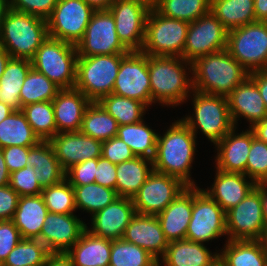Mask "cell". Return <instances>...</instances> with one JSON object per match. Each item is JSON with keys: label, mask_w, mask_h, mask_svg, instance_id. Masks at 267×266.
<instances>
[{"label": "cell", "mask_w": 267, "mask_h": 266, "mask_svg": "<svg viewBox=\"0 0 267 266\" xmlns=\"http://www.w3.org/2000/svg\"><path fill=\"white\" fill-rule=\"evenodd\" d=\"M196 139L181 119L172 122L164 134H158L152 160L154 171L177 177L187 186H198L191 177L197 151Z\"/></svg>", "instance_id": "1"}, {"label": "cell", "mask_w": 267, "mask_h": 266, "mask_svg": "<svg viewBox=\"0 0 267 266\" xmlns=\"http://www.w3.org/2000/svg\"><path fill=\"white\" fill-rule=\"evenodd\" d=\"M148 69L152 106L175 108L188 102L193 92L192 63L182 57L148 55Z\"/></svg>", "instance_id": "2"}, {"label": "cell", "mask_w": 267, "mask_h": 266, "mask_svg": "<svg viewBox=\"0 0 267 266\" xmlns=\"http://www.w3.org/2000/svg\"><path fill=\"white\" fill-rule=\"evenodd\" d=\"M193 90L227 97L249 72L227 49L197 58L192 63Z\"/></svg>", "instance_id": "3"}, {"label": "cell", "mask_w": 267, "mask_h": 266, "mask_svg": "<svg viewBox=\"0 0 267 266\" xmlns=\"http://www.w3.org/2000/svg\"><path fill=\"white\" fill-rule=\"evenodd\" d=\"M47 21L9 9L0 28V46L11 58L32 60L48 37Z\"/></svg>", "instance_id": "4"}, {"label": "cell", "mask_w": 267, "mask_h": 266, "mask_svg": "<svg viewBox=\"0 0 267 266\" xmlns=\"http://www.w3.org/2000/svg\"><path fill=\"white\" fill-rule=\"evenodd\" d=\"M193 97V98H192ZM192 100V113L186 114L181 120L196 136L202 132L206 139L215 146L233 128L234 124L229 113L227 97L204 94L193 90L187 98ZM200 129V130H199Z\"/></svg>", "instance_id": "5"}, {"label": "cell", "mask_w": 267, "mask_h": 266, "mask_svg": "<svg viewBox=\"0 0 267 266\" xmlns=\"http://www.w3.org/2000/svg\"><path fill=\"white\" fill-rule=\"evenodd\" d=\"M77 59L76 45L48 36L31 62L36 71L61 89H72L76 83Z\"/></svg>", "instance_id": "6"}, {"label": "cell", "mask_w": 267, "mask_h": 266, "mask_svg": "<svg viewBox=\"0 0 267 266\" xmlns=\"http://www.w3.org/2000/svg\"><path fill=\"white\" fill-rule=\"evenodd\" d=\"M127 54L78 56L75 89L91 102L113 92L121 60Z\"/></svg>", "instance_id": "7"}, {"label": "cell", "mask_w": 267, "mask_h": 266, "mask_svg": "<svg viewBox=\"0 0 267 266\" xmlns=\"http://www.w3.org/2000/svg\"><path fill=\"white\" fill-rule=\"evenodd\" d=\"M189 23L161 15L151 8L145 29L142 53L150 56L181 57Z\"/></svg>", "instance_id": "8"}, {"label": "cell", "mask_w": 267, "mask_h": 266, "mask_svg": "<svg viewBox=\"0 0 267 266\" xmlns=\"http://www.w3.org/2000/svg\"><path fill=\"white\" fill-rule=\"evenodd\" d=\"M227 50L249 73L267 70V22L256 21L228 31Z\"/></svg>", "instance_id": "9"}, {"label": "cell", "mask_w": 267, "mask_h": 266, "mask_svg": "<svg viewBox=\"0 0 267 266\" xmlns=\"http://www.w3.org/2000/svg\"><path fill=\"white\" fill-rule=\"evenodd\" d=\"M226 212L199 186H192V216L186 232V240L208 243L226 236Z\"/></svg>", "instance_id": "10"}, {"label": "cell", "mask_w": 267, "mask_h": 266, "mask_svg": "<svg viewBox=\"0 0 267 266\" xmlns=\"http://www.w3.org/2000/svg\"><path fill=\"white\" fill-rule=\"evenodd\" d=\"M227 240H263L267 228L261 202V184L226 212Z\"/></svg>", "instance_id": "11"}, {"label": "cell", "mask_w": 267, "mask_h": 266, "mask_svg": "<svg viewBox=\"0 0 267 266\" xmlns=\"http://www.w3.org/2000/svg\"><path fill=\"white\" fill-rule=\"evenodd\" d=\"M78 56L128 54L116 33L114 17L109 10H95L83 38L76 44Z\"/></svg>", "instance_id": "12"}, {"label": "cell", "mask_w": 267, "mask_h": 266, "mask_svg": "<svg viewBox=\"0 0 267 266\" xmlns=\"http://www.w3.org/2000/svg\"><path fill=\"white\" fill-rule=\"evenodd\" d=\"M95 10L83 0H58L46 20L49 37L76 45Z\"/></svg>", "instance_id": "13"}, {"label": "cell", "mask_w": 267, "mask_h": 266, "mask_svg": "<svg viewBox=\"0 0 267 266\" xmlns=\"http://www.w3.org/2000/svg\"><path fill=\"white\" fill-rule=\"evenodd\" d=\"M228 30L209 11L189 23L183 55L193 63L197 58L227 49Z\"/></svg>", "instance_id": "14"}, {"label": "cell", "mask_w": 267, "mask_h": 266, "mask_svg": "<svg viewBox=\"0 0 267 266\" xmlns=\"http://www.w3.org/2000/svg\"><path fill=\"white\" fill-rule=\"evenodd\" d=\"M112 94L135 99L152 106L148 55L130 51L120 63Z\"/></svg>", "instance_id": "15"}, {"label": "cell", "mask_w": 267, "mask_h": 266, "mask_svg": "<svg viewBox=\"0 0 267 266\" xmlns=\"http://www.w3.org/2000/svg\"><path fill=\"white\" fill-rule=\"evenodd\" d=\"M188 186L179 178L154 171L132 197L138 214L158 215Z\"/></svg>", "instance_id": "16"}, {"label": "cell", "mask_w": 267, "mask_h": 266, "mask_svg": "<svg viewBox=\"0 0 267 266\" xmlns=\"http://www.w3.org/2000/svg\"><path fill=\"white\" fill-rule=\"evenodd\" d=\"M150 9L138 0H115L108 9L114 17L118 38L129 51L142 50Z\"/></svg>", "instance_id": "17"}, {"label": "cell", "mask_w": 267, "mask_h": 266, "mask_svg": "<svg viewBox=\"0 0 267 266\" xmlns=\"http://www.w3.org/2000/svg\"><path fill=\"white\" fill-rule=\"evenodd\" d=\"M87 224L76 214L48 213L37 238L50 253H66L86 230Z\"/></svg>", "instance_id": "18"}, {"label": "cell", "mask_w": 267, "mask_h": 266, "mask_svg": "<svg viewBox=\"0 0 267 266\" xmlns=\"http://www.w3.org/2000/svg\"><path fill=\"white\" fill-rule=\"evenodd\" d=\"M135 214L132 198L119 197L92 215L91 228L86 226V230L100 238L120 239Z\"/></svg>", "instance_id": "19"}, {"label": "cell", "mask_w": 267, "mask_h": 266, "mask_svg": "<svg viewBox=\"0 0 267 266\" xmlns=\"http://www.w3.org/2000/svg\"><path fill=\"white\" fill-rule=\"evenodd\" d=\"M50 143L65 171L77 163L101 157L102 142L80 131L57 133Z\"/></svg>", "instance_id": "20"}, {"label": "cell", "mask_w": 267, "mask_h": 266, "mask_svg": "<svg viewBox=\"0 0 267 266\" xmlns=\"http://www.w3.org/2000/svg\"><path fill=\"white\" fill-rule=\"evenodd\" d=\"M254 137L250 128L238 133V128L234 127L215 145L217 154L214 156V167L224 172L246 175L248 154Z\"/></svg>", "instance_id": "21"}, {"label": "cell", "mask_w": 267, "mask_h": 266, "mask_svg": "<svg viewBox=\"0 0 267 266\" xmlns=\"http://www.w3.org/2000/svg\"><path fill=\"white\" fill-rule=\"evenodd\" d=\"M227 101L234 127H238L242 117L250 123L249 128L267 117L258 87L249 77L227 96Z\"/></svg>", "instance_id": "22"}, {"label": "cell", "mask_w": 267, "mask_h": 266, "mask_svg": "<svg viewBox=\"0 0 267 266\" xmlns=\"http://www.w3.org/2000/svg\"><path fill=\"white\" fill-rule=\"evenodd\" d=\"M213 184L202 188L227 212L241 202L257 184L243 173L224 172L216 168Z\"/></svg>", "instance_id": "23"}, {"label": "cell", "mask_w": 267, "mask_h": 266, "mask_svg": "<svg viewBox=\"0 0 267 266\" xmlns=\"http://www.w3.org/2000/svg\"><path fill=\"white\" fill-rule=\"evenodd\" d=\"M122 238L145 249L157 260L164 255L169 243L155 215L138 213L131 219Z\"/></svg>", "instance_id": "24"}, {"label": "cell", "mask_w": 267, "mask_h": 266, "mask_svg": "<svg viewBox=\"0 0 267 266\" xmlns=\"http://www.w3.org/2000/svg\"><path fill=\"white\" fill-rule=\"evenodd\" d=\"M91 101L75 88L61 89L52 100L57 133L79 132Z\"/></svg>", "instance_id": "25"}, {"label": "cell", "mask_w": 267, "mask_h": 266, "mask_svg": "<svg viewBox=\"0 0 267 266\" xmlns=\"http://www.w3.org/2000/svg\"><path fill=\"white\" fill-rule=\"evenodd\" d=\"M205 245L186 239L169 242L158 266H218L219 250L212 253Z\"/></svg>", "instance_id": "26"}, {"label": "cell", "mask_w": 267, "mask_h": 266, "mask_svg": "<svg viewBox=\"0 0 267 266\" xmlns=\"http://www.w3.org/2000/svg\"><path fill=\"white\" fill-rule=\"evenodd\" d=\"M192 216V186H188L161 213L156 215L168 242L185 240Z\"/></svg>", "instance_id": "27"}, {"label": "cell", "mask_w": 267, "mask_h": 266, "mask_svg": "<svg viewBox=\"0 0 267 266\" xmlns=\"http://www.w3.org/2000/svg\"><path fill=\"white\" fill-rule=\"evenodd\" d=\"M219 250L218 266H267L263 240H227Z\"/></svg>", "instance_id": "28"}, {"label": "cell", "mask_w": 267, "mask_h": 266, "mask_svg": "<svg viewBox=\"0 0 267 266\" xmlns=\"http://www.w3.org/2000/svg\"><path fill=\"white\" fill-rule=\"evenodd\" d=\"M27 165L33 167L42 188L58 184L66 178V171L56 157L50 141H40L29 149Z\"/></svg>", "instance_id": "29"}, {"label": "cell", "mask_w": 267, "mask_h": 266, "mask_svg": "<svg viewBox=\"0 0 267 266\" xmlns=\"http://www.w3.org/2000/svg\"><path fill=\"white\" fill-rule=\"evenodd\" d=\"M112 240L100 238L85 230L66 252L74 266H109Z\"/></svg>", "instance_id": "30"}, {"label": "cell", "mask_w": 267, "mask_h": 266, "mask_svg": "<svg viewBox=\"0 0 267 266\" xmlns=\"http://www.w3.org/2000/svg\"><path fill=\"white\" fill-rule=\"evenodd\" d=\"M48 213L41 194L21 196L12 221L22 238L37 239Z\"/></svg>", "instance_id": "31"}, {"label": "cell", "mask_w": 267, "mask_h": 266, "mask_svg": "<svg viewBox=\"0 0 267 266\" xmlns=\"http://www.w3.org/2000/svg\"><path fill=\"white\" fill-rule=\"evenodd\" d=\"M152 160L134 157L116 164V192L119 197L132 198L153 172Z\"/></svg>", "instance_id": "32"}, {"label": "cell", "mask_w": 267, "mask_h": 266, "mask_svg": "<svg viewBox=\"0 0 267 266\" xmlns=\"http://www.w3.org/2000/svg\"><path fill=\"white\" fill-rule=\"evenodd\" d=\"M31 68V60L10 58L0 78V102L14 111L22 110L20 91Z\"/></svg>", "instance_id": "33"}, {"label": "cell", "mask_w": 267, "mask_h": 266, "mask_svg": "<svg viewBox=\"0 0 267 266\" xmlns=\"http://www.w3.org/2000/svg\"><path fill=\"white\" fill-rule=\"evenodd\" d=\"M210 11L228 31L256 22L254 0H211Z\"/></svg>", "instance_id": "34"}, {"label": "cell", "mask_w": 267, "mask_h": 266, "mask_svg": "<svg viewBox=\"0 0 267 266\" xmlns=\"http://www.w3.org/2000/svg\"><path fill=\"white\" fill-rule=\"evenodd\" d=\"M144 119L135 124L118 126L117 137L123 140L136 157L153 160L158 134Z\"/></svg>", "instance_id": "35"}, {"label": "cell", "mask_w": 267, "mask_h": 266, "mask_svg": "<svg viewBox=\"0 0 267 266\" xmlns=\"http://www.w3.org/2000/svg\"><path fill=\"white\" fill-rule=\"evenodd\" d=\"M40 141L22 110L13 111L0 122V149L8 146L33 147Z\"/></svg>", "instance_id": "36"}, {"label": "cell", "mask_w": 267, "mask_h": 266, "mask_svg": "<svg viewBox=\"0 0 267 266\" xmlns=\"http://www.w3.org/2000/svg\"><path fill=\"white\" fill-rule=\"evenodd\" d=\"M117 121L99 102H91L86 108L80 132L101 142L117 136Z\"/></svg>", "instance_id": "37"}, {"label": "cell", "mask_w": 267, "mask_h": 266, "mask_svg": "<svg viewBox=\"0 0 267 266\" xmlns=\"http://www.w3.org/2000/svg\"><path fill=\"white\" fill-rule=\"evenodd\" d=\"M98 102L117 121L118 126L142 121L149 109L138 100L112 93L103 96Z\"/></svg>", "instance_id": "38"}, {"label": "cell", "mask_w": 267, "mask_h": 266, "mask_svg": "<svg viewBox=\"0 0 267 266\" xmlns=\"http://www.w3.org/2000/svg\"><path fill=\"white\" fill-rule=\"evenodd\" d=\"M75 193V204L77 210H83L94 215L107 205L119 198L116 190L91 183L83 186H72Z\"/></svg>", "instance_id": "39"}, {"label": "cell", "mask_w": 267, "mask_h": 266, "mask_svg": "<svg viewBox=\"0 0 267 266\" xmlns=\"http://www.w3.org/2000/svg\"><path fill=\"white\" fill-rule=\"evenodd\" d=\"M60 90L58 85L32 67L20 91L21 107L31 103L52 101Z\"/></svg>", "instance_id": "40"}, {"label": "cell", "mask_w": 267, "mask_h": 266, "mask_svg": "<svg viewBox=\"0 0 267 266\" xmlns=\"http://www.w3.org/2000/svg\"><path fill=\"white\" fill-rule=\"evenodd\" d=\"M22 111L41 141H50L57 134L52 101L31 103L22 107Z\"/></svg>", "instance_id": "41"}, {"label": "cell", "mask_w": 267, "mask_h": 266, "mask_svg": "<svg viewBox=\"0 0 267 266\" xmlns=\"http://www.w3.org/2000/svg\"><path fill=\"white\" fill-rule=\"evenodd\" d=\"M211 0H157L154 7L161 15L194 22L210 11Z\"/></svg>", "instance_id": "42"}, {"label": "cell", "mask_w": 267, "mask_h": 266, "mask_svg": "<svg viewBox=\"0 0 267 266\" xmlns=\"http://www.w3.org/2000/svg\"><path fill=\"white\" fill-rule=\"evenodd\" d=\"M109 266H158L148 251L123 238L112 240Z\"/></svg>", "instance_id": "43"}, {"label": "cell", "mask_w": 267, "mask_h": 266, "mask_svg": "<svg viewBox=\"0 0 267 266\" xmlns=\"http://www.w3.org/2000/svg\"><path fill=\"white\" fill-rule=\"evenodd\" d=\"M49 254L38 239L23 238L1 266H44Z\"/></svg>", "instance_id": "44"}, {"label": "cell", "mask_w": 267, "mask_h": 266, "mask_svg": "<svg viewBox=\"0 0 267 266\" xmlns=\"http://www.w3.org/2000/svg\"><path fill=\"white\" fill-rule=\"evenodd\" d=\"M41 195L50 213L74 214L77 211L74 188L66 178L58 184L43 188Z\"/></svg>", "instance_id": "45"}, {"label": "cell", "mask_w": 267, "mask_h": 266, "mask_svg": "<svg viewBox=\"0 0 267 266\" xmlns=\"http://www.w3.org/2000/svg\"><path fill=\"white\" fill-rule=\"evenodd\" d=\"M246 176L256 184L267 183V144L256 137L248 154Z\"/></svg>", "instance_id": "46"}, {"label": "cell", "mask_w": 267, "mask_h": 266, "mask_svg": "<svg viewBox=\"0 0 267 266\" xmlns=\"http://www.w3.org/2000/svg\"><path fill=\"white\" fill-rule=\"evenodd\" d=\"M9 186L21 196H36L42 193L33 167L27 165L26 167L10 173Z\"/></svg>", "instance_id": "47"}, {"label": "cell", "mask_w": 267, "mask_h": 266, "mask_svg": "<svg viewBox=\"0 0 267 266\" xmlns=\"http://www.w3.org/2000/svg\"><path fill=\"white\" fill-rule=\"evenodd\" d=\"M58 0H9L10 8L47 20Z\"/></svg>", "instance_id": "48"}, {"label": "cell", "mask_w": 267, "mask_h": 266, "mask_svg": "<svg viewBox=\"0 0 267 266\" xmlns=\"http://www.w3.org/2000/svg\"><path fill=\"white\" fill-rule=\"evenodd\" d=\"M97 158L73 165L66 171V179L72 186H83L95 183Z\"/></svg>", "instance_id": "49"}, {"label": "cell", "mask_w": 267, "mask_h": 266, "mask_svg": "<svg viewBox=\"0 0 267 266\" xmlns=\"http://www.w3.org/2000/svg\"><path fill=\"white\" fill-rule=\"evenodd\" d=\"M22 239L20 231L12 220L0 221V266Z\"/></svg>", "instance_id": "50"}, {"label": "cell", "mask_w": 267, "mask_h": 266, "mask_svg": "<svg viewBox=\"0 0 267 266\" xmlns=\"http://www.w3.org/2000/svg\"><path fill=\"white\" fill-rule=\"evenodd\" d=\"M101 156L114 164H119L135 157L130 147L117 136L102 142Z\"/></svg>", "instance_id": "51"}, {"label": "cell", "mask_w": 267, "mask_h": 266, "mask_svg": "<svg viewBox=\"0 0 267 266\" xmlns=\"http://www.w3.org/2000/svg\"><path fill=\"white\" fill-rule=\"evenodd\" d=\"M31 147L8 146L2 148L5 163L9 173L18 171L27 166V157Z\"/></svg>", "instance_id": "52"}, {"label": "cell", "mask_w": 267, "mask_h": 266, "mask_svg": "<svg viewBox=\"0 0 267 266\" xmlns=\"http://www.w3.org/2000/svg\"><path fill=\"white\" fill-rule=\"evenodd\" d=\"M95 183L116 190V164L104 157L97 158Z\"/></svg>", "instance_id": "53"}, {"label": "cell", "mask_w": 267, "mask_h": 266, "mask_svg": "<svg viewBox=\"0 0 267 266\" xmlns=\"http://www.w3.org/2000/svg\"><path fill=\"white\" fill-rule=\"evenodd\" d=\"M19 198L9 185L0 187V221L13 219Z\"/></svg>", "instance_id": "54"}, {"label": "cell", "mask_w": 267, "mask_h": 266, "mask_svg": "<svg viewBox=\"0 0 267 266\" xmlns=\"http://www.w3.org/2000/svg\"><path fill=\"white\" fill-rule=\"evenodd\" d=\"M248 77L257 85L267 113V70L250 72Z\"/></svg>", "instance_id": "55"}, {"label": "cell", "mask_w": 267, "mask_h": 266, "mask_svg": "<svg viewBox=\"0 0 267 266\" xmlns=\"http://www.w3.org/2000/svg\"><path fill=\"white\" fill-rule=\"evenodd\" d=\"M44 266H74L66 253H50Z\"/></svg>", "instance_id": "56"}, {"label": "cell", "mask_w": 267, "mask_h": 266, "mask_svg": "<svg viewBox=\"0 0 267 266\" xmlns=\"http://www.w3.org/2000/svg\"><path fill=\"white\" fill-rule=\"evenodd\" d=\"M254 136L267 144V117L250 128Z\"/></svg>", "instance_id": "57"}, {"label": "cell", "mask_w": 267, "mask_h": 266, "mask_svg": "<svg viewBox=\"0 0 267 266\" xmlns=\"http://www.w3.org/2000/svg\"><path fill=\"white\" fill-rule=\"evenodd\" d=\"M256 21L267 22V0H254Z\"/></svg>", "instance_id": "58"}, {"label": "cell", "mask_w": 267, "mask_h": 266, "mask_svg": "<svg viewBox=\"0 0 267 266\" xmlns=\"http://www.w3.org/2000/svg\"><path fill=\"white\" fill-rule=\"evenodd\" d=\"M10 173L7 169L2 149H0V187L9 185Z\"/></svg>", "instance_id": "59"}, {"label": "cell", "mask_w": 267, "mask_h": 266, "mask_svg": "<svg viewBox=\"0 0 267 266\" xmlns=\"http://www.w3.org/2000/svg\"><path fill=\"white\" fill-rule=\"evenodd\" d=\"M94 10H108L115 0H83Z\"/></svg>", "instance_id": "60"}, {"label": "cell", "mask_w": 267, "mask_h": 266, "mask_svg": "<svg viewBox=\"0 0 267 266\" xmlns=\"http://www.w3.org/2000/svg\"><path fill=\"white\" fill-rule=\"evenodd\" d=\"M11 56L8 51L0 46V78L2 77L6 64L8 63Z\"/></svg>", "instance_id": "61"}, {"label": "cell", "mask_w": 267, "mask_h": 266, "mask_svg": "<svg viewBox=\"0 0 267 266\" xmlns=\"http://www.w3.org/2000/svg\"><path fill=\"white\" fill-rule=\"evenodd\" d=\"M261 202H262L264 219L267 223V183L261 184Z\"/></svg>", "instance_id": "62"}, {"label": "cell", "mask_w": 267, "mask_h": 266, "mask_svg": "<svg viewBox=\"0 0 267 266\" xmlns=\"http://www.w3.org/2000/svg\"><path fill=\"white\" fill-rule=\"evenodd\" d=\"M9 9H10L9 0H0V28Z\"/></svg>", "instance_id": "63"}, {"label": "cell", "mask_w": 267, "mask_h": 266, "mask_svg": "<svg viewBox=\"0 0 267 266\" xmlns=\"http://www.w3.org/2000/svg\"><path fill=\"white\" fill-rule=\"evenodd\" d=\"M14 110L0 102V122L7 118Z\"/></svg>", "instance_id": "64"}, {"label": "cell", "mask_w": 267, "mask_h": 266, "mask_svg": "<svg viewBox=\"0 0 267 266\" xmlns=\"http://www.w3.org/2000/svg\"><path fill=\"white\" fill-rule=\"evenodd\" d=\"M147 4L149 7L154 8L156 6L157 0H138Z\"/></svg>", "instance_id": "65"}, {"label": "cell", "mask_w": 267, "mask_h": 266, "mask_svg": "<svg viewBox=\"0 0 267 266\" xmlns=\"http://www.w3.org/2000/svg\"><path fill=\"white\" fill-rule=\"evenodd\" d=\"M263 242H264L265 246L267 247V228H266L265 236L263 238Z\"/></svg>", "instance_id": "66"}]
</instances>
